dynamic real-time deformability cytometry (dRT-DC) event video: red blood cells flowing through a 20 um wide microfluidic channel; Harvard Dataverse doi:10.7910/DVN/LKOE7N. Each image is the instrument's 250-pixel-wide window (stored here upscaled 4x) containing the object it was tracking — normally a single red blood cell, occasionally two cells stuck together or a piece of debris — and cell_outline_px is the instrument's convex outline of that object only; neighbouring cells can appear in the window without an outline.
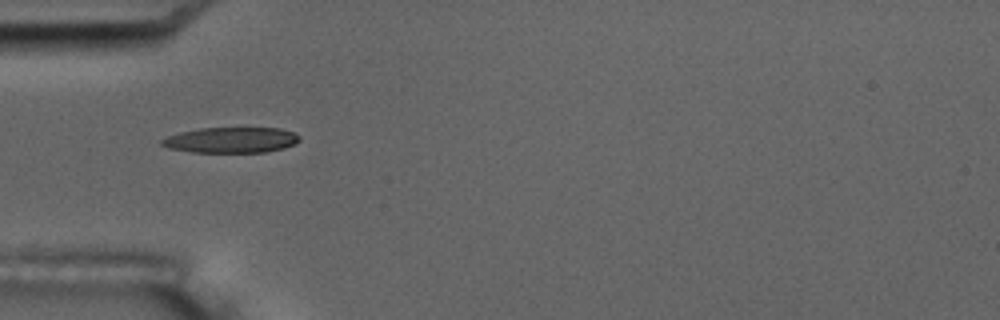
{"species": "common noctule bat (a hibernating species)", "species_latin": "Nyctalus noctula", "temperature_condition": "room temperature", "stored_images_in_passage": 12, "camera_frame_rate_fps": 3000, "um_per_image_px": 0.085, "animal": {"sex": "male", "body_mass_g": 17.5, "forearm_length_mm": 52.3}, "frame": {"image": 1, "passage_image": 1, "time_ms": 0.0, "image_size_px": [1000, 320], "cell_outline_px": [[300, 140], [296, 144], [284, 148], [264, 152], [192, 152], [168, 148], [160, 144], [160, 140], [168, 136], [180, 132], [200, 128], [280, 128], [296, 132], [300, 136]], "centroid_in_image_um": [19.68, 11.9], "position_along_channel_um": 65.3, "area_um2": 20.69}}
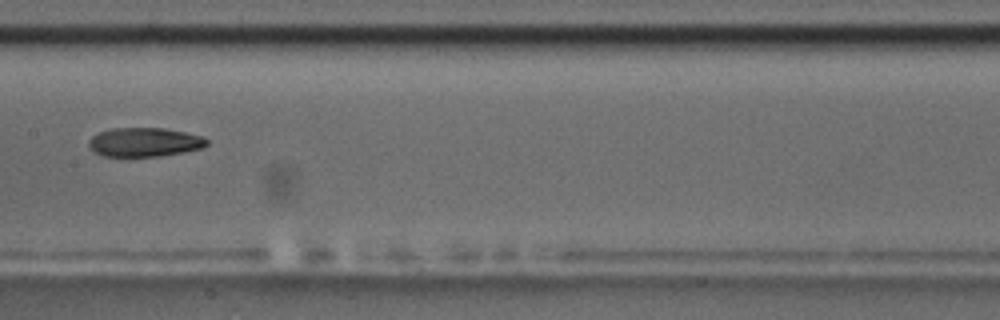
{"frame": {"image": 2, "passage_image": 4, "time_ms": 3.667, "image_size_px": [1000, 320], "cell_outline_px": [[208, 144], [204, 148], [184, 152], [160, 156], [100, 156], [92, 152], [88, 148], [88, 140], [92, 136], [100, 132], [112, 128], [164, 128], [204, 136], [208, 140]], "centroid_in_image_um": [12.27, 12.09], "position_along_channel_um": 195.1, "area_um2": 20.23}, "authors_computed_cell_mechanics": {"area_um2": 20.8369, "velocity_mm_per_s": 3.5616, "shape_relaxation_time_tau1_ms": null, "shape_relaxation_time_tau2_ms": 3.8486, "deformation_change_tau1": null, "deformation_change_tau2": 0.1115}}